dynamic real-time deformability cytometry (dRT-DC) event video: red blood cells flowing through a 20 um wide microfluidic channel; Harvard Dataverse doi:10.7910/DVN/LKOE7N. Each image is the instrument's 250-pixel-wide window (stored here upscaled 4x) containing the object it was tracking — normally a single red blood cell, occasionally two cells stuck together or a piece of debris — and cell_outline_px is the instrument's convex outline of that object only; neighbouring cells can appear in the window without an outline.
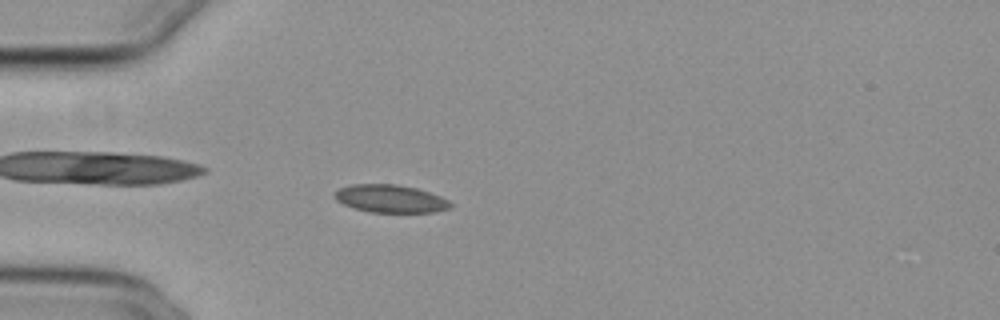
{"species": "common noctule bat (a hibernating species)", "species_latin": "Nyctalus noctula", "temperature_condition": "cold", "stored_images_in_passage": 37, "camera_frame_rate_fps": 3000, "um_per_image_px": 0.085, "animal": {"sex": "female", "body_mass_g": 29.2, "forearm_length_mm": 56.3}, "frame": {"image": 1, "passage_image": 13, "time_ms": 4.0, "image_size_px": [1000, 320], "cell_outline_px": [[452, 208], [436, 212], [368, 212], [344, 204], [336, 200], [332, 196], [340, 188], [352, 184], [396, 184], [416, 188], [440, 196], [448, 200], [452, 204]], "centroid_in_image_um": [33.2, 16.89], "position_along_channel_um": 51.8, "area_um2": 18.73}}
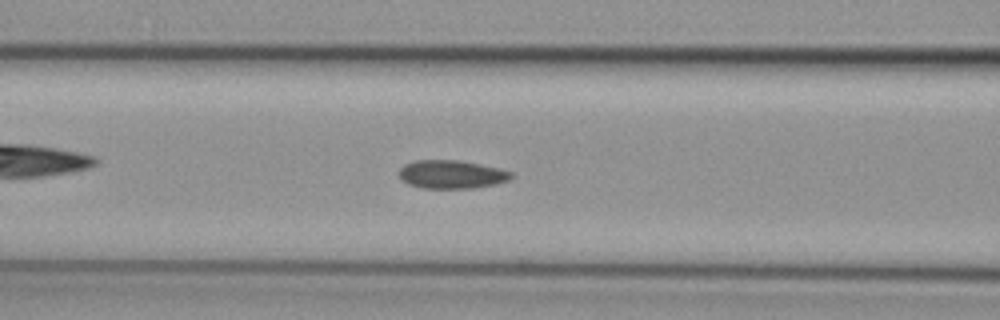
{"frame": {"image": 2, "passage_image": 20, "time_ms": 6.333, "image_size_px": [1000, 320], "cell_outline_px": [[516, 176], [508, 180], [496, 184], [472, 188], [424, 188], [408, 184], [400, 180], [400, 168], [404, 164], [416, 160], [460, 160], [500, 168], [512, 172]], "centroid_in_image_um": [38.41, 14.82], "position_along_channel_um": 128.2, "area_um2": 18.67}}
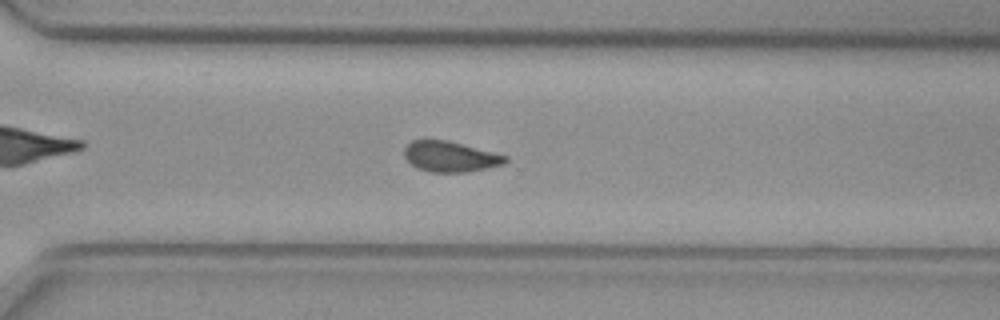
{"frame": {"image": 3, "passage_image": 36, "time_ms": 11.667, "image_size_px": [1000, 320], "cell_outline_px": [[508, 160], [504, 164], [488, 168], [468, 172], [428, 172], [416, 168], [404, 156], [404, 148], [412, 140], [448, 140], [508, 156]], "centroid_in_image_um": [38.28, 13.32], "position_along_channel_um": 332.3, "area_um2": 18.03}}